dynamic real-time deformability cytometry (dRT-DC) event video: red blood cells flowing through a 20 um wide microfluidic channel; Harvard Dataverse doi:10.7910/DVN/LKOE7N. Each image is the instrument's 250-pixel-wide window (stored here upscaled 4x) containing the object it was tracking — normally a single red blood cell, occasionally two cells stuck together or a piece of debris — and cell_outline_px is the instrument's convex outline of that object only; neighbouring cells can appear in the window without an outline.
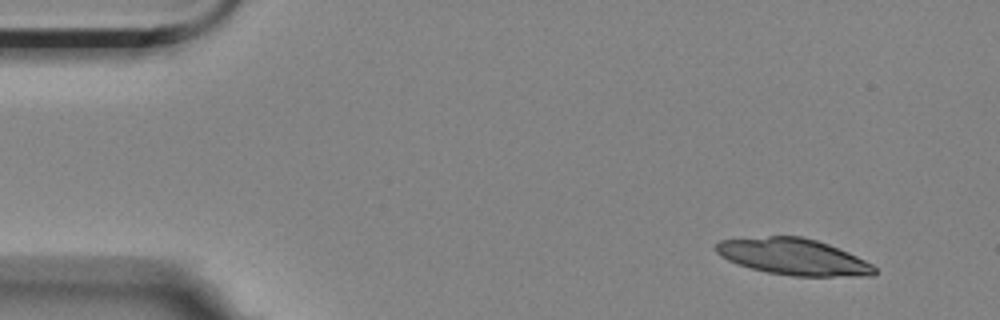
{"species": "Egyptian fruit bat (a non-hibernating species)", "species_latin": "Rousettus aegyptiacus", "temperature_condition": "room temperature", "stored_images_in_passage": 5, "camera_frame_rate_fps": 3000, "um_per_image_px": 0.085, "animal": {"sex": "female"}, "frame": {"image": 1, "passage_image": 1, "time_ms": 0.0, "image_size_px": [1000, 320], "cell_outline_px": [[876, 272], [872, 276], [792, 276], [768, 272], [752, 268], [728, 260], [720, 256], [716, 252], [716, 244], [720, 240], [768, 236], [800, 236], [816, 240], [828, 244], [848, 252], [872, 264], [876, 268]], "centroid_in_image_um": [67.45, 21.82], "position_along_channel_um": 17.5, "area_um2": 33.35}}